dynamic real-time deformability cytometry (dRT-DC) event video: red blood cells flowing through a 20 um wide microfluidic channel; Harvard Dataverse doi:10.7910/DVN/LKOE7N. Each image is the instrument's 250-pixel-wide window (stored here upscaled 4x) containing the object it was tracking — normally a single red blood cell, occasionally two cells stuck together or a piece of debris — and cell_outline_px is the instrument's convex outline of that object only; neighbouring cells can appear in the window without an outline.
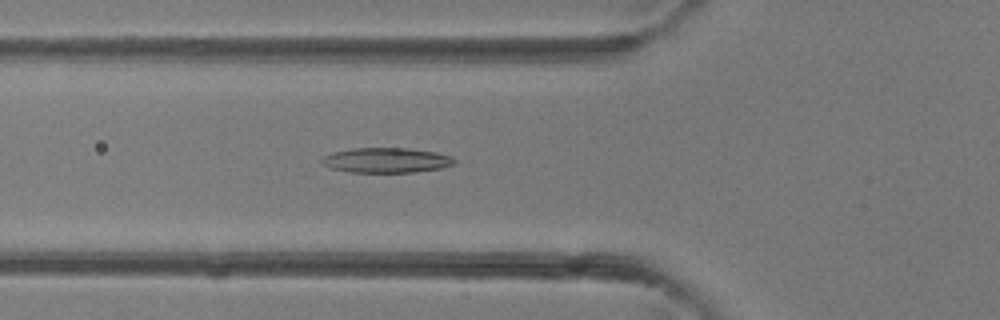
{"species": "common noctule bat (a hibernating species)", "species_latin": "Nyctalus noctula", "temperature_condition": "room temperature", "stored_images_in_passage": 35, "camera_frame_rate_fps": 3000, "um_per_image_px": 0.085, "animal": {"sex": "female"}, "frame": {"image": 1, "passage_image": 9, "time_ms": 2.667, "image_size_px": [1000, 320], "cell_outline_px": [[456, 160], [452, 164], [440, 168], [416, 172], [348, 172], [332, 168], [324, 164], [320, 160], [324, 156], [332, 152], [352, 148], [404, 148], [436, 152], [452, 156]], "centroid_in_image_um": [32.83, 13.62], "position_along_channel_um": 93.0, "area_um2": 19.19}}
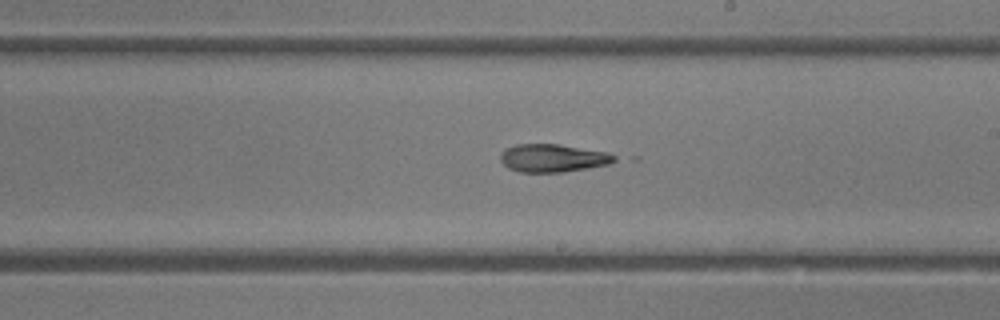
{"frame": {"image": 2, "passage_image": 18, "time_ms": 5.667, "image_size_px": [1000, 320], "cell_outline_px": [[616, 160], [608, 164], [588, 168], [564, 172], [520, 172], [508, 168], [500, 160], [500, 152], [504, 148], [516, 144], [560, 144], [608, 152], [616, 156]], "centroid_in_image_um": [46.97, 13.43], "position_along_channel_um": 242.0, "area_um2": 18.73}}
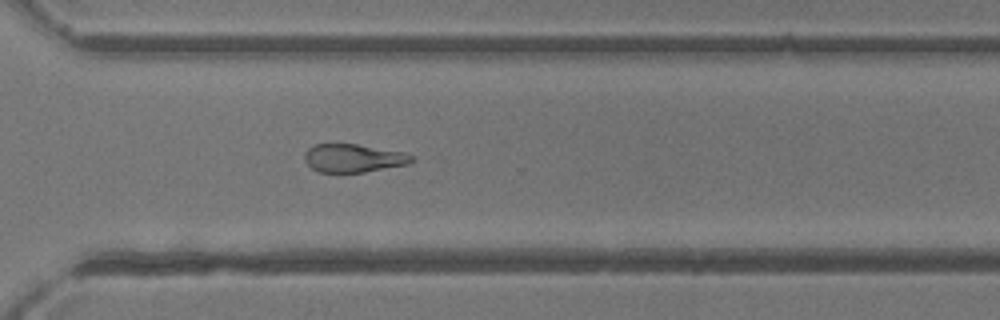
{"frame": {"image": 3, "passage_image": 24, "time_ms": 7.667, "image_size_px": [1000, 320], "cell_outline_px": [[412, 160], [408, 164], [364, 172], [320, 172], [312, 168], [304, 160], [304, 152], [308, 148], [316, 144], [336, 140], [404, 152], [412, 156]], "centroid_in_image_um": [29.96, 13.39], "position_along_channel_um": 340.6, "area_um2": 18.15}}